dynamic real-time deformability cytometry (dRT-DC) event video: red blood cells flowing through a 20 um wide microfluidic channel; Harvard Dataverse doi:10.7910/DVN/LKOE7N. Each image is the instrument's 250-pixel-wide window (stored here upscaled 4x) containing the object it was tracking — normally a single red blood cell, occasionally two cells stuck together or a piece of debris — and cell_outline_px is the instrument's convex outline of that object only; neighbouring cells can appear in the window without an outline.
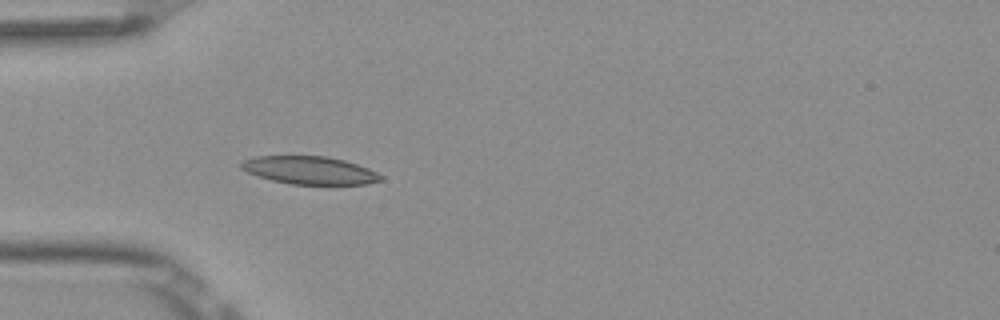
{"species": "Egyptian fruit bat (a non-hibernating species)", "species_latin": "Rousettus aegyptiacus", "temperature_condition": "room temperature", "stored_images_in_passage": 4, "camera_frame_rate_fps": 3000, "um_per_image_px": 0.085, "frame": {"image": 1, "passage_image": 4, "time_ms": 1.0, "image_size_px": [1000, 320], "cell_outline_px": [[384, 180], [368, 184], [292, 184], [272, 180], [248, 172], [240, 168], [240, 160], [256, 156], [328, 156], [344, 160], [368, 168], [384, 176]], "centroid_in_image_um": [26.33, 14.47], "position_along_channel_um": 58.7, "area_um2": 22.72}}